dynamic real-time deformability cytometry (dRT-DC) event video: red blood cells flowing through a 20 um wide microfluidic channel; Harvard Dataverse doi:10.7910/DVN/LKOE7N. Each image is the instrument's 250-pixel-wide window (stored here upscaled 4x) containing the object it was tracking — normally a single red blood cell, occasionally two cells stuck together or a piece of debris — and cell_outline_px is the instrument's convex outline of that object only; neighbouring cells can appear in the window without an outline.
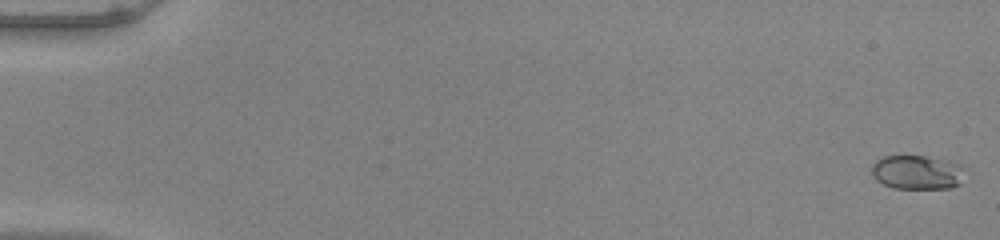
{"species": "common noctule bat (a hibernating species)", "species_latin": "Nyctalus noctula", "temperature_condition": "warm", "stored_images_in_passage": 53, "camera_frame_rate_fps": 3000, "um_per_image_px": 0.085, "animal": {"sex": "male", "body_mass_g": 20.0, "forearm_length_mm": 53.3}, "frame": {"image": 1, "passage_image": 1, "time_ms": 0.0, "image_size_px": [1000, 240], "cell_outline_px": [[968, 168], [960, 184], [952, 188], [892, 188], [876, 180], [872, 172], [872, 164], [876, 160], [884, 156], [924, 156], [948, 160], [960, 164]], "centroid_in_image_um": [78.02, 14.64], "position_along_channel_um": 7.0, "area_um2": 18.84}}
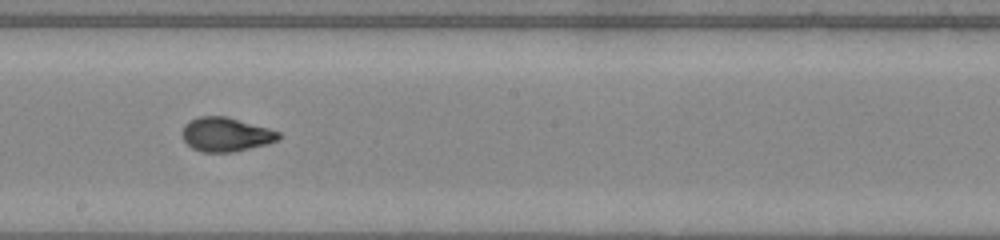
{"frame": {"image": 2, "passage_image": 31, "time_ms": 10.0, "image_size_px": [1000, 240], "cell_outline_px": [[280, 136], [276, 140], [264, 144], [232, 152], [200, 152], [192, 148], [184, 140], [184, 124], [188, 120], [200, 116], [228, 116], [268, 128], [280, 132]], "centroid_in_image_um": [19.17, 11.41], "position_along_channel_um": 229.0, "area_um2": 18.9}}
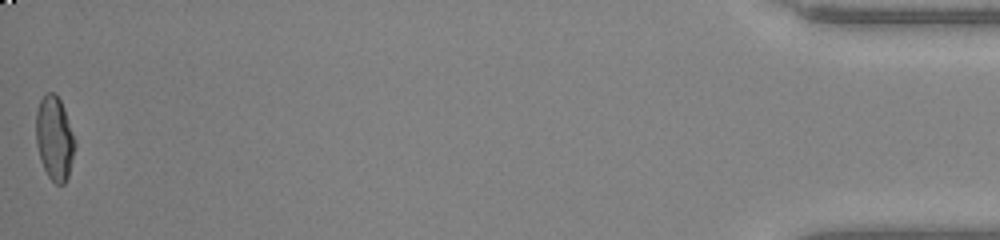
{"frame": {"image": 3, "passage_image": 53, "time_ms": 17.333, "image_size_px": [1000, 240], "cell_outline_px": [[76, 144], [68, 176], [64, 184], [56, 184], [48, 176], [40, 160], [36, 144], [36, 112], [40, 100], [48, 92], [52, 92], [60, 100], [64, 108], [76, 140]], "centroid_in_image_um": [4.63, 11.76], "position_along_channel_um": 430.6, "area_um2": 19.02}, "authors_computed_cell_mechanics": {"area_um2": 18.8428, "velocity_mm_per_s": 3.9886, "shape_relaxation_time_tau1_ms": 5.1461, "shape_relaxation_time_tau2_ms": null, "deformation_change_tau1": 0.2127, "deformation_change_tau2": null}}